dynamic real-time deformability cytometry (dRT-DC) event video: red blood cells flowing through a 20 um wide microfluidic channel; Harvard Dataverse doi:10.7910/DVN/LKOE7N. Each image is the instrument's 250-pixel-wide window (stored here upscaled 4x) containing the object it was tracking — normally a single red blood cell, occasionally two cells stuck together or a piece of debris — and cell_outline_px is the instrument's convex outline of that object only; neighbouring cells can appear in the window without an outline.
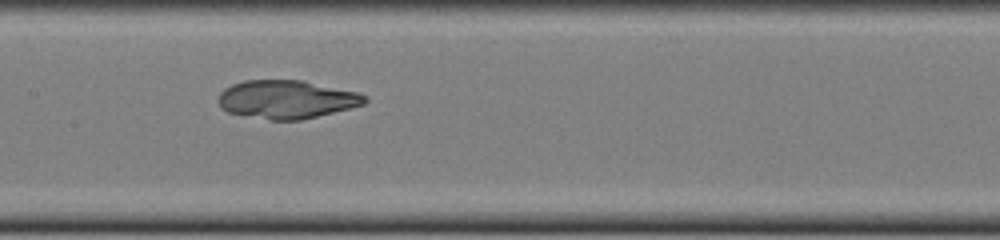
{"species": "common noctule bat (a hibernating species)", "species_latin": "Nyctalus noctula", "temperature_condition": "cold", "stored_images_in_passage": 40, "camera_frame_rate_fps": 3000, "um_per_image_px": 0.085, "animal": {"sex": "female", "body_mass_g": 22.0, "forearm_length_mm": 56.7}, "frame": {"image": 1, "passage_image": 21, "time_ms": 6.667, "image_size_px": [1000, 240], "cell_outline_px": [[368, 100], [364, 104], [300, 120], [272, 120], [228, 112], [220, 108], [216, 100], [220, 92], [224, 88], [232, 84], [244, 80], [304, 80], [356, 92], [368, 96]], "centroid_in_image_um": [24.32, 8.43], "position_along_channel_um": 183.1, "area_um2": 32.66}}
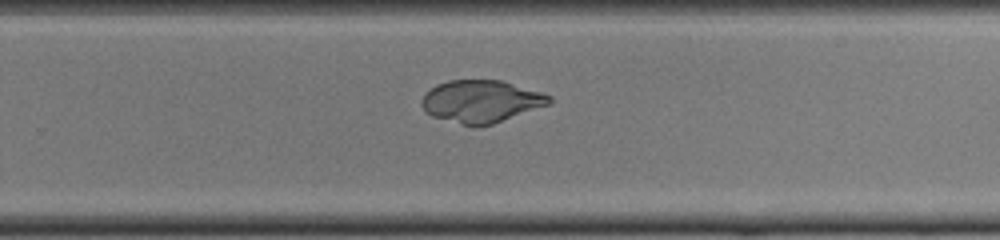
{"frame": {"image": 2, "passage_image": 29, "time_ms": 9.333, "image_size_px": [1000, 240], "cell_outline_px": [[552, 100], [548, 104], [492, 124], [476, 128], [432, 116], [420, 104], [420, 100], [424, 92], [436, 84], [448, 80], [500, 80], [540, 92], [552, 96]], "centroid_in_image_um": [40.83, 8.61], "position_along_channel_um": 289.0, "area_um2": 31.39}}
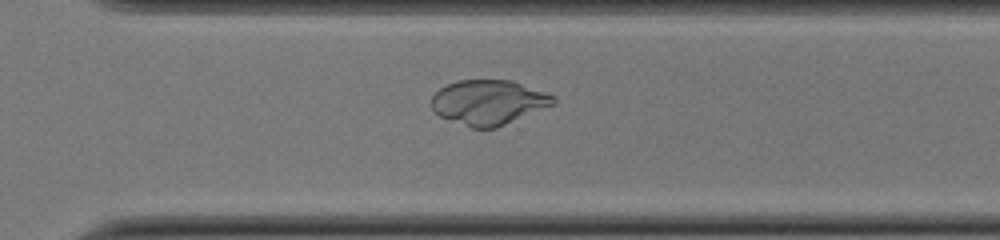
{"frame": {"image": 3, "passage_image": 32, "time_ms": 10.333, "image_size_px": [1000, 240], "cell_outline_px": [[556, 104], [496, 128], [472, 128], [440, 116], [432, 108], [432, 96], [440, 88], [456, 80], [512, 80], [556, 96]], "centroid_in_image_um": [41.56, 8.69], "position_along_channel_um": 329.0, "area_um2": 31.79}}